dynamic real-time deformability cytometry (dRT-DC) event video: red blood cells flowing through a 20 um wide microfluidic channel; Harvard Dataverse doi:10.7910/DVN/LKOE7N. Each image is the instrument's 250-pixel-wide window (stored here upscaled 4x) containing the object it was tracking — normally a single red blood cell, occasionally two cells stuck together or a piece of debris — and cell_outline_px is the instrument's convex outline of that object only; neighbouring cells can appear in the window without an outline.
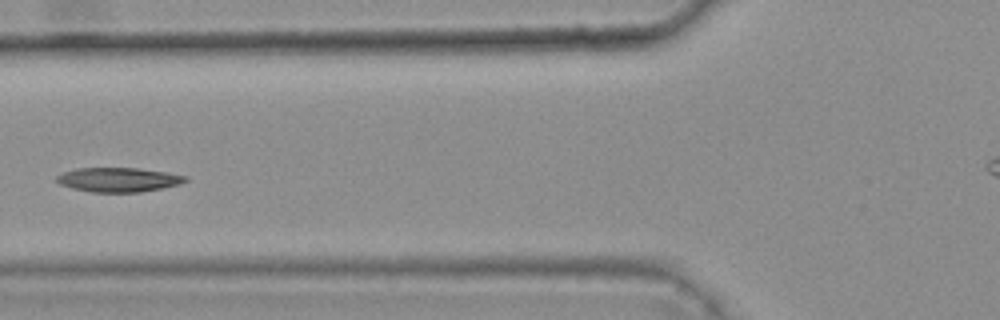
{"species": "common noctule bat (a hibernating species)", "species_latin": "Nyctalus noctula", "temperature_condition": "warm", "stored_images_in_passage": 4, "camera_frame_rate_fps": 3000, "um_per_image_px": 0.085, "animal": {"sex": "female", "body_mass_g": 25.1}, "frame": {"image": 1, "passage_image": 4, "time_ms": 1.0, "image_size_px": [1000, 320], "cell_outline_px": [[188, 180], [180, 184], [140, 192], [92, 192], [72, 188], [60, 184], [56, 180], [56, 176], [64, 172], [76, 168], [136, 168], [164, 172], [188, 176]], "centroid_in_image_um": [10.06, 15.27], "position_along_channel_um": 115.7, "area_um2": 18.09}}